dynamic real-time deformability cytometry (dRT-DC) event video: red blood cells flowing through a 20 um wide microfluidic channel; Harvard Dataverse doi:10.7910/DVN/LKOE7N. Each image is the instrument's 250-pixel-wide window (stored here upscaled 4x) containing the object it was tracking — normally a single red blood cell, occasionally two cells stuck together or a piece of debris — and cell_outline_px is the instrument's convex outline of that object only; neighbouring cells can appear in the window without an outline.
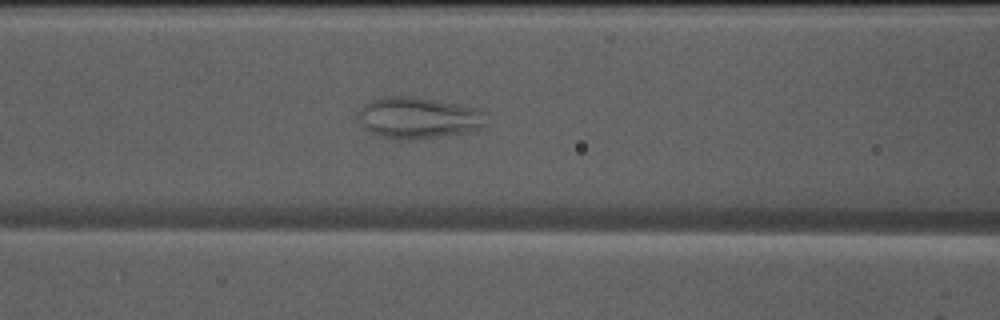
{"species": "Egyptian fruit bat (a non-hibernating species)", "species_latin": "Rousettus aegyptiacus", "temperature_condition": "warm", "stored_images_in_passage": 36, "segment_of_instrument_passage": [1, 2], "camera_frame_rate_fps": 3000, "um_per_image_px": 0.085, "animal": {"sex": "male"}, "frame": {"image": 1, "passage_image": 5, "time_ms": 1.333, "image_size_px": [1000, 320], "cell_outline_px": [[488, 112], [484, 124], [476, 132], [408, 140], [396, 140], [380, 136], [368, 132], [356, 120], [356, 116], [360, 108], [364, 104], [372, 100], [384, 96], [416, 96], [476, 108]], "centroid_in_image_um": [35.54, 10.03], "position_along_channel_um": 131.1, "area_um2": 31.62}}
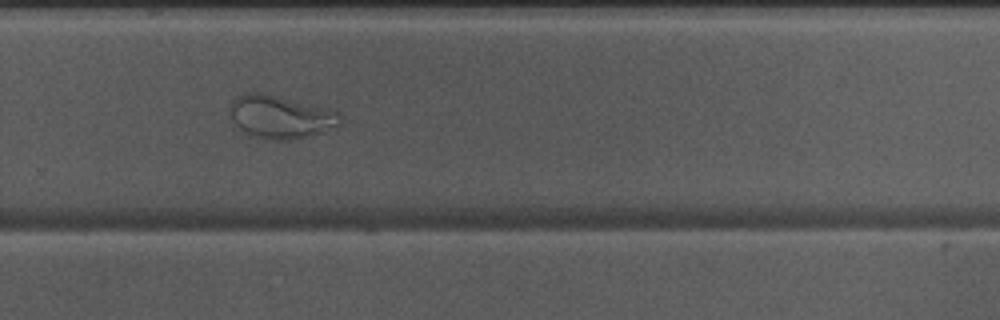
{"frame": {"image": 2, "passage_image": 18, "time_ms": 5.667, "image_size_px": [1000, 320], "cell_outline_px": [[344, 120], [336, 128], [304, 136], [284, 140], [276, 140], [256, 136], [244, 132], [232, 124], [228, 112], [228, 108], [236, 96], [248, 92], [264, 92], [324, 108], [336, 112]], "centroid_in_image_um": [23.77, 9.91], "position_along_channel_um": 306.0, "area_um2": 27.51}}
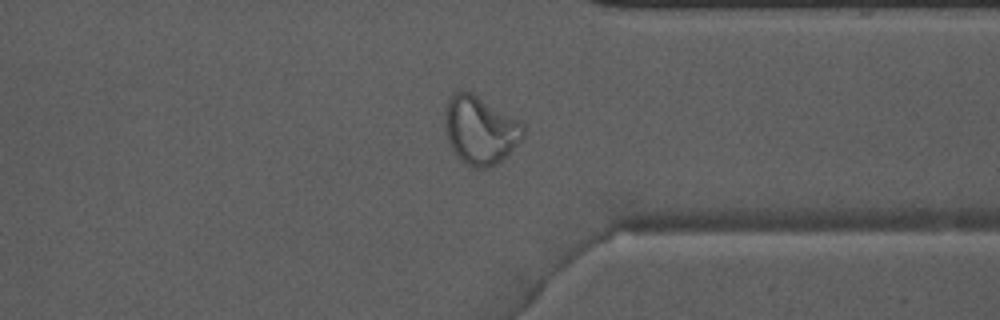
{"frame": {"image": 3, "passage_image": 23, "time_ms": 7.333, "image_size_px": [1000, 320], "cell_outline_px": [[524, 136], [496, 164], [488, 168], [472, 168], [456, 156], [448, 140], [444, 128], [444, 112], [448, 100], [460, 88], [472, 92], [520, 120], [524, 128]], "centroid_in_image_um": [40.78, 11.03], "position_along_channel_um": 370.6, "area_um2": 31.15}}